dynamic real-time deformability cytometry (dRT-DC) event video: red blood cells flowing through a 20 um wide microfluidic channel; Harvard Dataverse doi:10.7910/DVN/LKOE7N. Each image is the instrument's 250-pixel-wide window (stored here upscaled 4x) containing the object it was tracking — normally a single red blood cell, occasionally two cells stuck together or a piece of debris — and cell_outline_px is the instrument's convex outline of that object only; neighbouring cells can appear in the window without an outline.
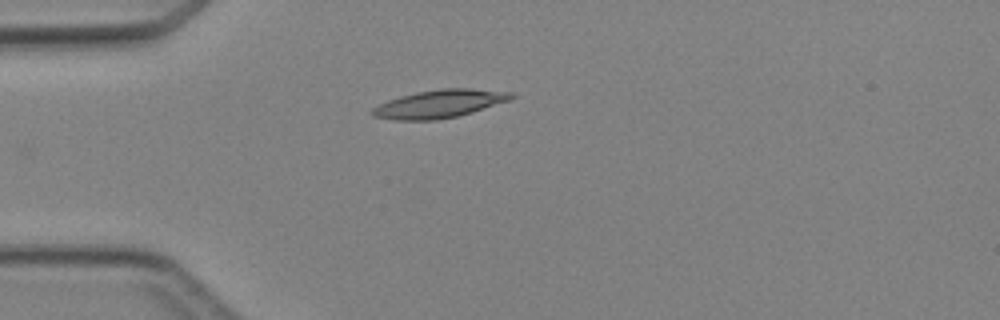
{"species": "Egyptian fruit bat (a non-hibernating species)", "species_latin": "Rousettus aegyptiacus", "temperature_condition": "cold", "stored_images_in_passage": 1, "camera_frame_rate_fps": 3000, "um_per_image_px": 0.085, "animal": {"sex": "female"}, "frame": {"image": 1, "passage_image": 1, "time_ms": 0.0, "image_size_px": [1000, 320], "cell_outline_px": [[516, 96], [508, 100], [472, 112], [456, 116], [436, 120], [396, 120], [372, 116], [368, 112], [372, 108], [388, 100], [400, 96], [416, 92], [440, 88], [472, 88], [512, 92]], "centroid_in_image_um": [37.31, 8.82], "position_along_channel_um": 47.7, "area_um2": 22.66}}